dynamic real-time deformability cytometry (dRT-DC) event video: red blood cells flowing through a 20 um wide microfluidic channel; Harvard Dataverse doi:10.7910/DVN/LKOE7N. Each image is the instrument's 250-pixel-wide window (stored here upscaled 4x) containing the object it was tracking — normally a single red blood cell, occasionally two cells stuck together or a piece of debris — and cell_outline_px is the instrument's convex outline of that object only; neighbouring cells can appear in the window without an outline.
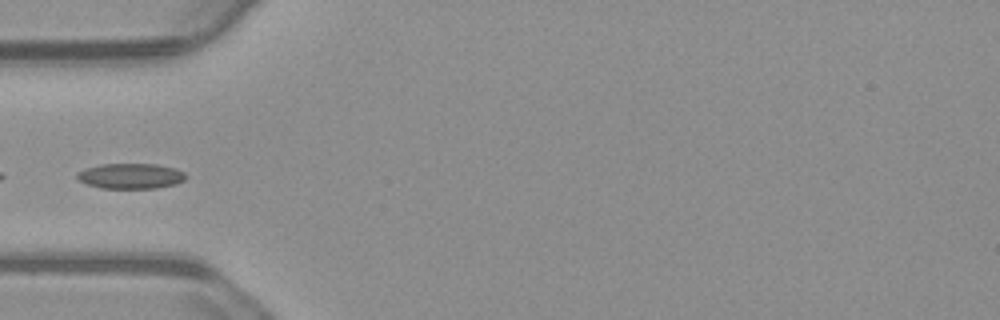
{"species": "common noctule bat (a hibernating species)", "species_latin": "Nyctalus noctula", "temperature_condition": "warm", "stored_images_in_passage": 39, "camera_frame_rate_fps": 3000, "um_per_image_px": 0.085, "animal": {"sex": "male", "body_mass_g": 23.1, "forearm_length_mm": 52.7}, "frame": {"image": 1, "passage_image": 1, "time_ms": 0.0, "image_size_px": [1000, 320], "cell_outline_px": [[188, 176], [184, 180], [176, 184], [156, 188], [100, 188], [88, 184], [80, 180], [76, 176], [76, 172], [84, 168], [100, 164], [156, 164], [176, 168], [184, 172]], "centroid_in_image_um": [11.12, 14.95], "position_along_channel_um": 73.9, "area_um2": 16.18}}
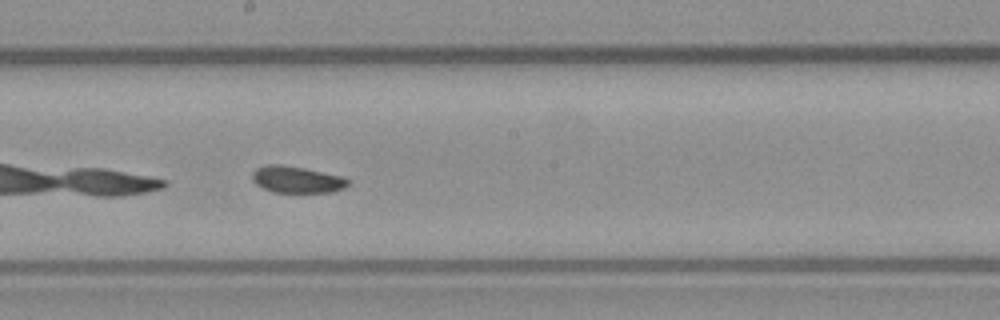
{"frame": {"image": 2, "passage_image": 13, "time_ms": 4.0, "image_size_px": [1000, 320], "cell_outline_px": [[348, 184], [344, 188], [332, 192], [272, 192], [256, 184], [252, 180], [252, 172], [256, 168], [268, 164], [280, 164], [304, 168], [344, 176], [348, 180]], "centroid_in_image_um": [25.22, 15.25], "position_along_channel_um": 223.0, "area_um2": 14.91}}
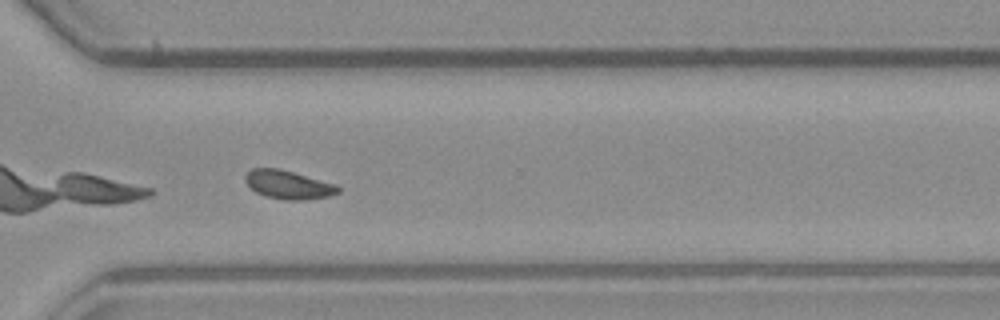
{"frame": {"image": 3, "passage_image": 23, "time_ms": 7.333, "image_size_px": [1000, 320], "cell_outline_px": [[340, 192], [328, 196], [304, 200], [284, 200], [264, 196], [256, 192], [244, 180], [244, 176], [252, 168], [280, 168], [336, 184], [340, 188]], "centroid_in_image_um": [24.5, 15.7], "position_along_channel_um": 346.1, "area_um2": 15.49}}